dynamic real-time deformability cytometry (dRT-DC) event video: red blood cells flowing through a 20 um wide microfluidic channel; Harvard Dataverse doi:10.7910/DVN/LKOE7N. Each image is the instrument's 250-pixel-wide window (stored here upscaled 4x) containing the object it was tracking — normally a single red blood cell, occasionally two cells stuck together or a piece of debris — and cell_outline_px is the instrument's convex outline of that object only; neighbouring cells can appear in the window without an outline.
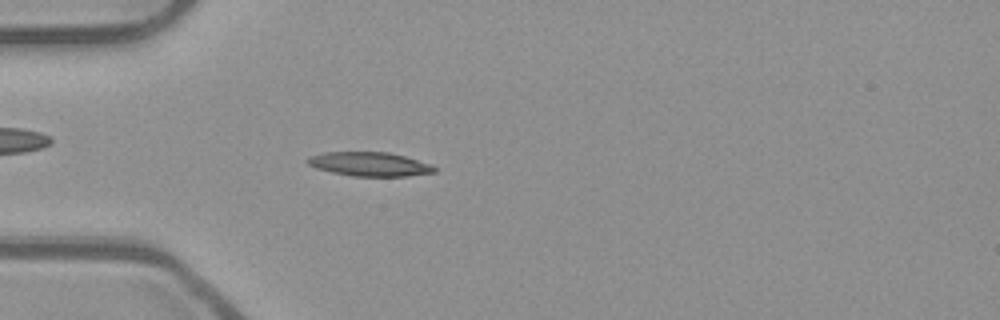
{"species": "common noctule bat (a hibernating species)", "species_latin": "Nyctalus noctula", "temperature_condition": "room temperature", "stored_images_in_passage": 48, "camera_frame_rate_fps": 3000, "um_per_image_px": 0.085, "animal": {"sex": "male", "body_mass_g": 23.1, "forearm_length_mm": 52.7}, "frame": {"image": 1, "passage_image": 10, "time_ms": 3.0, "image_size_px": [1000, 320], "cell_outline_px": [[436, 172], [408, 176], [352, 176], [332, 172], [316, 168], [308, 164], [304, 160], [308, 156], [324, 152], [388, 152], [404, 156], [432, 164], [436, 168]], "centroid_in_image_um": [31.4, 13.95], "position_along_channel_um": 53.6, "area_um2": 17.86}}
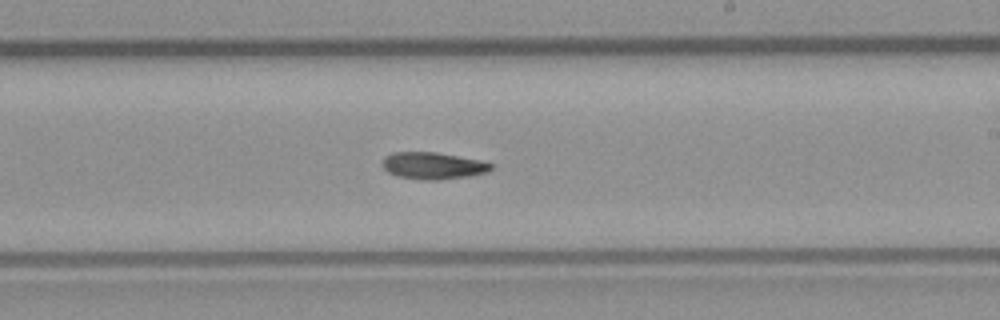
{"frame": {"image": 2, "passage_image": 26, "time_ms": 8.333, "image_size_px": [1000, 320], "cell_outline_px": [[492, 168], [488, 172], [468, 176], [436, 180], [424, 180], [396, 176], [388, 172], [384, 168], [384, 156], [392, 152], [436, 152], [480, 160], [492, 164]], "centroid_in_image_um": [36.8, 14.08], "position_along_channel_um": 252.2, "area_um2": 16.94}}
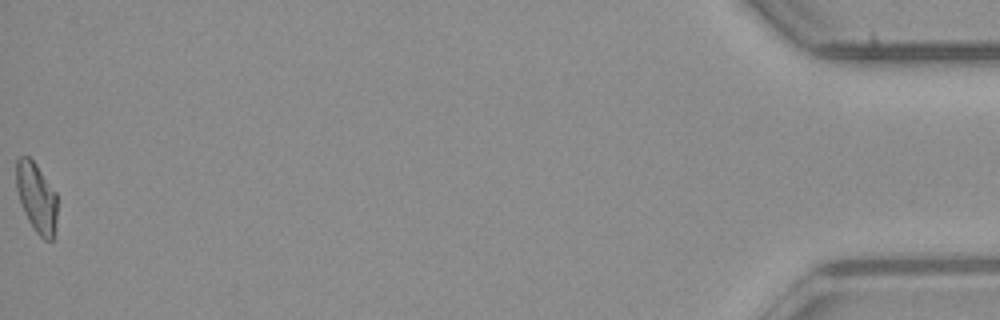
{"frame": {"image": 3, "passage_image": 48, "time_ms": 15.667, "image_size_px": [1000, 320], "cell_outline_px": [[56, 220], [52, 240], [44, 240], [32, 228], [28, 220], [20, 200], [16, 188], [16, 160], [20, 156], [28, 156], [36, 164], [56, 192]], "centroid_in_image_um": [3.09, 16.77], "position_along_channel_um": 432.1, "area_um2": 16.47}}